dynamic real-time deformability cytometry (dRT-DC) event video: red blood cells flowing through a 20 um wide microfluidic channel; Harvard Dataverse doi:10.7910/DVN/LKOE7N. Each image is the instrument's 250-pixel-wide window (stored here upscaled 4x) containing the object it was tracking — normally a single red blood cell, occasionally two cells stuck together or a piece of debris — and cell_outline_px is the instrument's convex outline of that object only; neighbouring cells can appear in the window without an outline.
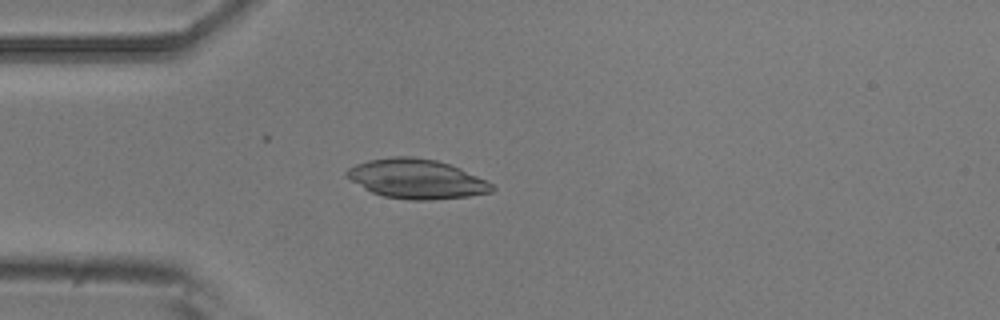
{"species": "common noctule bat (a hibernating species)", "species_latin": "Nyctalus noctula", "temperature_condition": "room temperature", "stored_images_in_passage": 5, "camera_frame_rate_fps": 3000, "um_per_image_px": 0.085, "animal": {"sex": "male", "body_mass_g": 20.5, "forearm_length_mm": 52.5}, "frame": {"image": 1, "passage_image": 4, "time_ms": 1.0, "image_size_px": [1000, 320], "cell_outline_px": [[496, 188], [492, 192], [468, 196], [428, 200], [412, 200], [384, 196], [372, 192], [364, 188], [344, 176], [344, 172], [348, 168], [356, 164], [368, 160], [392, 156], [412, 156], [436, 160], [460, 168], [488, 180]], "centroid_in_image_um": [35.41, 15.2], "position_along_channel_um": 49.6, "area_um2": 33.47}}